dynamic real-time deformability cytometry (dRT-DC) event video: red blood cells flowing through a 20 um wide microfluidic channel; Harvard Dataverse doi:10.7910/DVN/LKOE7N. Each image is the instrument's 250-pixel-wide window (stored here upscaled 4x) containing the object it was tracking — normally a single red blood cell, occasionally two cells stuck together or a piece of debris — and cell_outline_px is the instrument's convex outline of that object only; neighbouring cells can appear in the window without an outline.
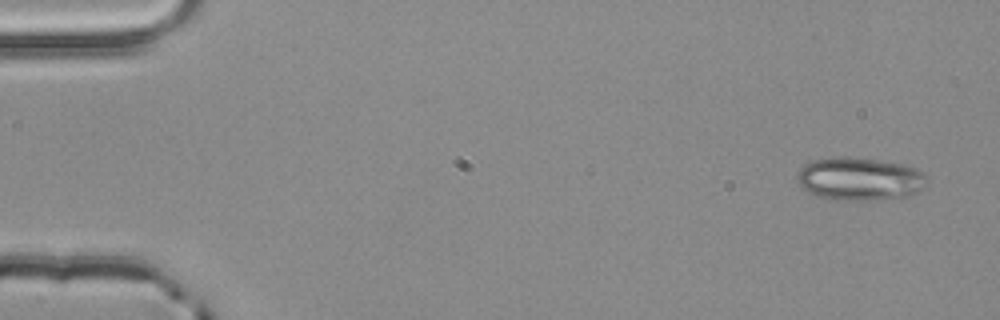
{"species": "common noctule bat (a hibernating species)", "species_latin": "Nyctalus noctula", "temperature_condition": "room temperature", "stored_images_in_passage": 3, "camera_frame_rate_fps": 3000, "um_per_image_px": 0.085, "animal": {"sex": "male", "body_mass_g": 20.4}, "frame": {"image": 1, "passage_image": 1, "time_ms": 0.0, "image_size_px": [1000, 320], "cell_outline_px": [[928, 180], [916, 192], [908, 196], [884, 200], [836, 200], [820, 196], [808, 192], [796, 180], [796, 172], [800, 168], [812, 160], [832, 156], [848, 156], [876, 160], [900, 164], [916, 168]], "centroid_in_image_um": [73.01, 15.2], "position_along_channel_um": 12.0, "area_um2": 32.54}}